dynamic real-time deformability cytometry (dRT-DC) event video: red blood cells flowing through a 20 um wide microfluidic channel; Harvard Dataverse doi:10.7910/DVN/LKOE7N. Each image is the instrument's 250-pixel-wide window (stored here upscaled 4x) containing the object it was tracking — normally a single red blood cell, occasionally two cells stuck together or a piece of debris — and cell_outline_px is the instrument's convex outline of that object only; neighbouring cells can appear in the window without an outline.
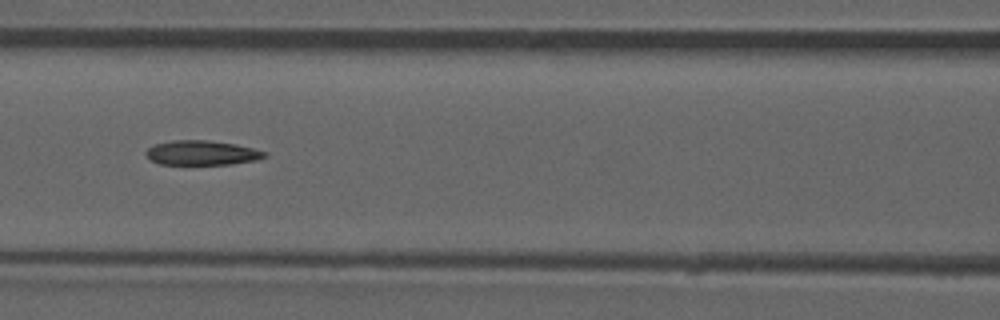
{"species": "common noctule bat (a hibernating species)", "species_latin": "Nyctalus noctula", "temperature_condition": "room temperature", "stored_images_in_passage": 52, "camera_frame_rate_fps": 3000, "um_per_image_px": 0.085, "animal": {"sex": "male", "forearm_length_mm": 52.5}, "frame": {"image": 1, "passage_image": 23, "time_ms": 7.333, "image_size_px": [1000, 320], "cell_outline_px": [[268, 156], [256, 160], [232, 164], [160, 164], [152, 160], [144, 152], [152, 144], [172, 140], [208, 140], [236, 144], [268, 152]], "centroid_in_image_um": [17.17, 12.98], "position_along_channel_um": 149.4, "area_um2": 17.05}, "authors_computed_cell_mechanics": {"area_um2": 17.7157, "velocity_mm_per_s": 3.9331, "shape_relaxation_time_tau1_ms": null, "shape_relaxation_time_tau2_ms": 9.9235, "deformation_change_tau1": null, "deformation_change_tau2": 0.2166}}